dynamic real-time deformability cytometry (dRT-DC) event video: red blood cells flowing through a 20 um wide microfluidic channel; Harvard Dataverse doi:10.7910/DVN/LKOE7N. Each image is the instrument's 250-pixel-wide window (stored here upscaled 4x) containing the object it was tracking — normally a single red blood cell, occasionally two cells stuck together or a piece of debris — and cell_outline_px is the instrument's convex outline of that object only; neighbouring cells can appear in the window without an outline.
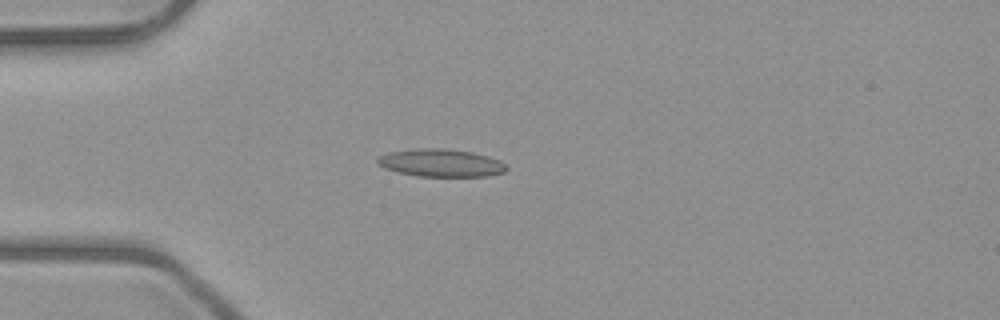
{"species": "common noctule bat (a hibernating species)", "species_latin": "Nyctalus noctula", "temperature_condition": "room temperature", "stored_images_in_passage": 6, "camera_frame_rate_fps": 3000, "um_per_image_px": 0.085, "animal": {"sex": "male", "body_mass_g": 23.1, "forearm_length_mm": 52.7}, "frame": {"image": 1, "passage_image": 4, "time_ms": 3.667, "image_size_px": [1000, 320], "cell_outline_px": [[508, 168], [504, 172], [488, 176], [416, 176], [396, 172], [384, 168], [376, 164], [376, 160], [380, 156], [388, 152], [416, 148], [444, 148], [472, 152], [488, 156], [500, 160]], "centroid_in_image_um": [37.44, 13.84], "position_along_channel_um": 47.6, "area_um2": 20.98}}
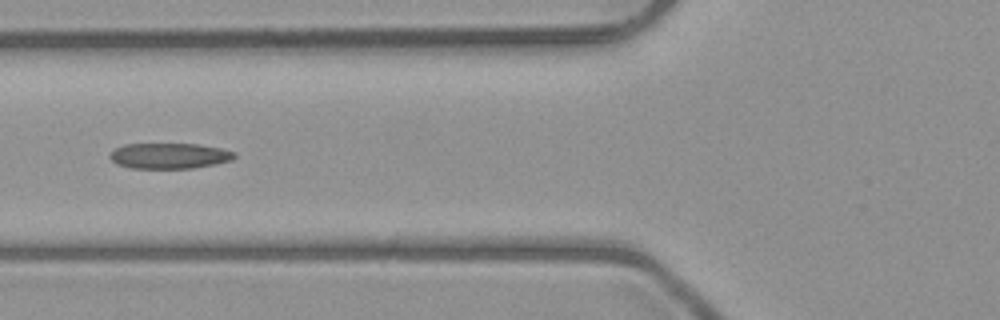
{"frame": {"image": 2, "passage_image": 6, "time_ms": 5.667, "image_size_px": [1000, 320], "cell_outline_px": [[236, 156], [232, 160], [192, 168], [132, 168], [116, 164], [108, 156], [116, 148], [124, 144], [196, 144], [220, 148], [236, 152]], "centroid_in_image_um": [14.38, 13.24], "position_along_channel_um": 111.4, "area_um2": 18.44}}